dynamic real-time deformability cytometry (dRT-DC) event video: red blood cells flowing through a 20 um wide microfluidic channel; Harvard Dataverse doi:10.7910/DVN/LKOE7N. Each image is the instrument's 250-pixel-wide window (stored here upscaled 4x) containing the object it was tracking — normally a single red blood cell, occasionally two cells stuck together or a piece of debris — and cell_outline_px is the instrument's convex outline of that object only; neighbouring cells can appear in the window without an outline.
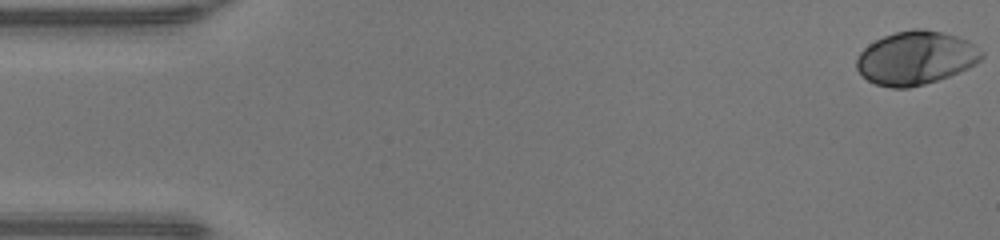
{"species": "human", "species_latin": "Homo sapiens", "temperature_condition": "warm", "stored_images_in_passage": 43, "camera_frame_rate_fps": 3000, "um_per_image_px": 0.085, "donor": {"sex": "male"}, "frame": {"image": 1, "passage_image": 1, "time_ms": 0.0, "image_size_px": [1000, 240], "cell_outline_px": [[984, 56], [976, 64], [968, 68], [948, 76], [924, 84], [908, 88], [892, 88], [876, 84], [868, 80], [856, 68], [856, 60], [860, 52], [868, 44], [884, 36], [896, 32], [912, 28], [924, 28], [956, 36], [968, 40], [984, 52]], "centroid_in_image_um": [77.85, 4.92], "position_along_channel_um": 7.2, "area_um2": 38.9}}
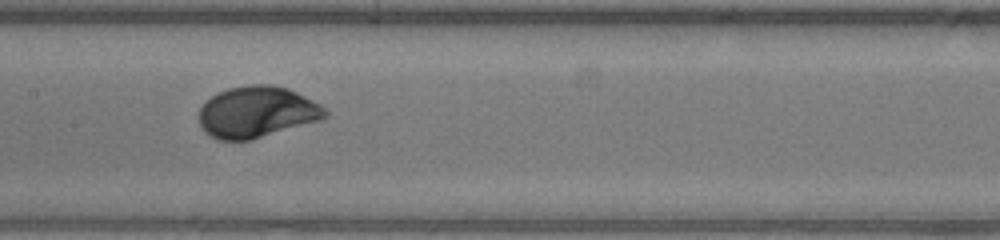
{"frame": {"image": 2, "passage_image": 24, "time_ms": 7.667, "image_size_px": [1000, 240], "cell_outline_px": [[328, 116], [320, 120], [252, 140], [220, 140], [204, 132], [200, 124], [200, 108], [212, 96], [228, 88], [252, 84], [268, 84], [288, 88], [320, 104], [328, 112]], "centroid_in_image_um": [21.85, 9.53], "position_along_channel_um": 185.5, "area_um2": 37.51}}
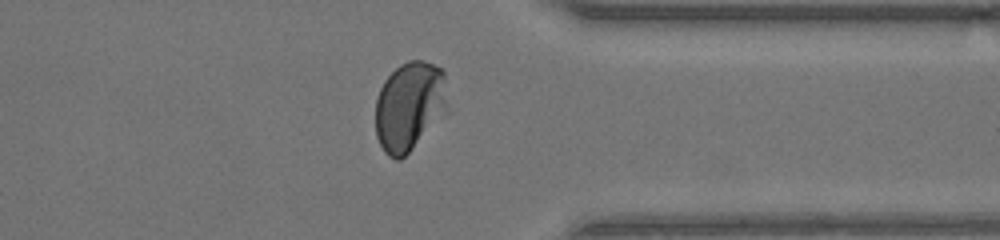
{"frame": {"image": 3, "passage_image": 38, "time_ms": 12.333, "image_size_px": [1000, 240], "cell_outline_px": [[448, 112], [400, 160], [396, 160], [388, 156], [384, 152], [376, 136], [376, 100], [380, 88], [384, 80], [400, 64], [408, 60], [420, 60], [432, 64], [440, 68], [444, 72], [448, 104]], "centroid_in_image_um": [34.81, 9.02], "position_along_channel_um": 376.6, "area_um2": 37.69}}